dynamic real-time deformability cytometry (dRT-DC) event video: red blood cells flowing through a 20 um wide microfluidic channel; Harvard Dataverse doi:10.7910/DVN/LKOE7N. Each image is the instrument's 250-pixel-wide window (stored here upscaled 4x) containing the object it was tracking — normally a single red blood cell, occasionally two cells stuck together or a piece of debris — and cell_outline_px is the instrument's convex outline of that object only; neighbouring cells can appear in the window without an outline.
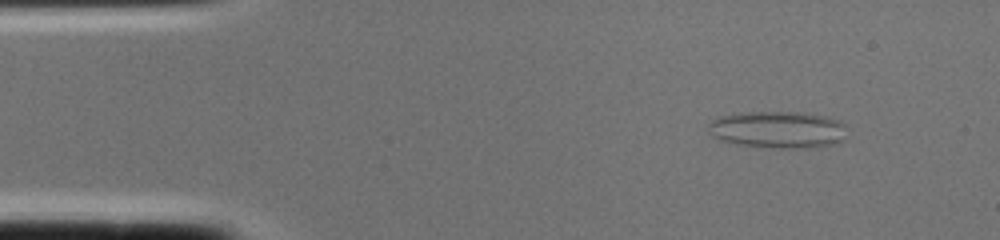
{"species": "common noctule bat (a hibernating species)", "species_latin": "Nyctalus noctula", "temperature_condition": "cold", "stored_images_in_passage": 1, "camera_frame_rate_fps": 3000, "um_per_image_px": 0.085, "animal": {"sex": "female", "body_mass_g": 22.0, "forearm_length_mm": 56.7}, "frame": {"image": 1, "passage_image": 1, "time_ms": 0.0, "image_size_px": [1000, 240], "cell_outline_px": [[848, 124], [844, 140], [840, 144], [808, 148], [772, 148], [740, 144], [720, 140], [712, 136], [708, 132], [708, 124], [716, 116], [736, 112], [804, 112], [828, 116], [840, 120]], "centroid_in_image_um": [66.18, 11.01], "position_along_channel_um": 18.8, "area_um2": 30.81}}